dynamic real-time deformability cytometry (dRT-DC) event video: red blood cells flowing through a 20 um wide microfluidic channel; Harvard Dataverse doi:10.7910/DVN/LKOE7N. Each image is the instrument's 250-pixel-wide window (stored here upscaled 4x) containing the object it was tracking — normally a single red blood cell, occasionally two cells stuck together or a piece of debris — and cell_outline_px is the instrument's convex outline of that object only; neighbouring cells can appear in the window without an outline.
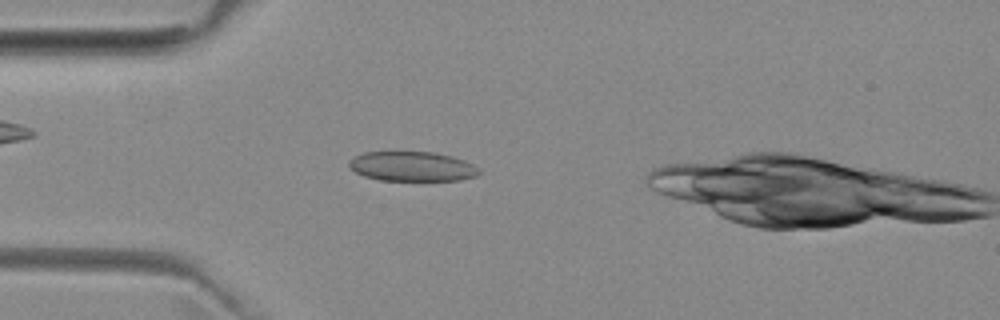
{"species": "common noctule bat (a hibernating species)", "species_latin": "Nyctalus noctula", "temperature_condition": "room temperature", "stored_images_in_passage": 6, "camera_frame_rate_fps": 3000, "um_per_image_px": 0.085, "animal": {"sex": "female", "body_mass_g": 29.2, "forearm_length_mm": 56.3}, "frame": {"image": 1, "passage_image": 5, "time_ms": 4.667, "image_size_px": [1000, 320], "cell_outline_px": [[480, 172], [476, 176], [460, 180], [380, 180], [364, 176], [356, 172], [348, 164], [348, 160], [364, 152], [436, 152], [452, 156], [464, 160], [480, 168]], "centroid_in_image_um": [35.05, 14.14], "position_along_channel_um": 49.9, "area_um2": 22.43}}